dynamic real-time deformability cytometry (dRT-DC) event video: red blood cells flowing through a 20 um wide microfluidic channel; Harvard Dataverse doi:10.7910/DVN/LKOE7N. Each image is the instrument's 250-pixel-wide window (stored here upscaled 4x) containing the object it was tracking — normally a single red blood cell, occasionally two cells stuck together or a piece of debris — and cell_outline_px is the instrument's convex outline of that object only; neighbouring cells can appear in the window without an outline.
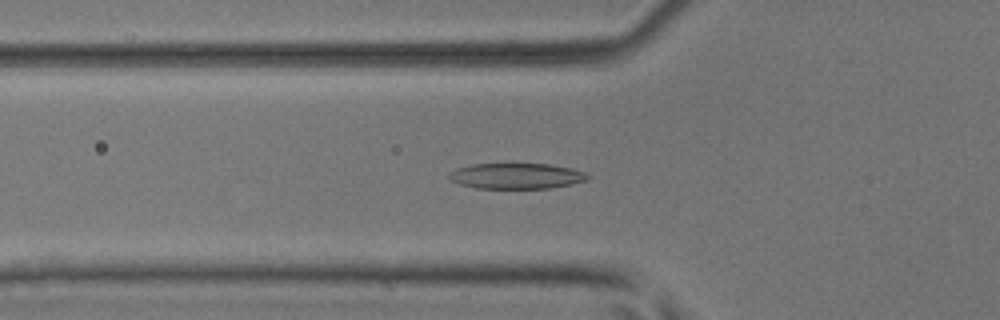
{"species": "common noctule bat (a hibernating species)", "species_latin": "Nyctalus noctula", "temperature_condition": "room temperature", "stored_images_in_passage": 50, "camera_frame_rate_fps": 3000, "um_per_image_px": 0.085, "animal": {"sex": "male", "body_mass_g": 17.9, "forearm_length_mm": 54.2}, "frame": {"image": 1, "passage_image": 18, "time_ms": 5.667, "image_size_px": [1000, 320], "cell_outline_px": [[592, 176], [588, 180], [572, 184], [548, 188], [476, 188], [460, 184], [452, 180], [448, 176], [456, 168], [472, 164], [504, 160], [548, 164], [572, 168], [584, 172]], "centroid_in_image_um": [43.9, 14.9], "position_along_channel_um": 81.9, "area_um2": 21.73}}
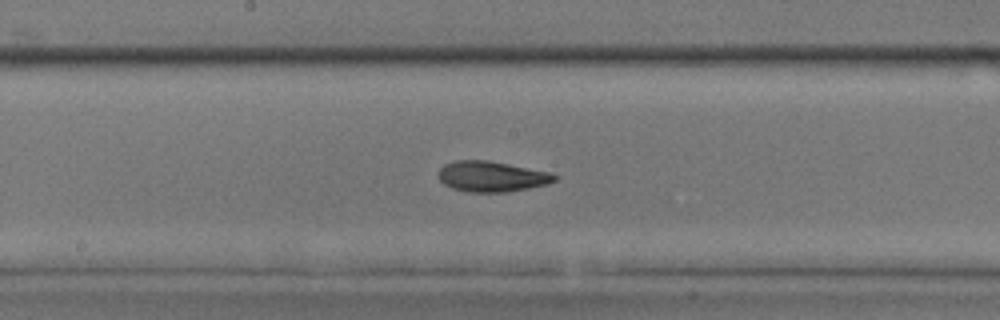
{"frame": {"image": 2, "passage_image": 27, "time_ms": 8.667, "image_size_px": [1000, 320], "cell_outline_px": [[560, 176], [556, 180], [548, 184], [508, 192], [468, 192], [452, 188], [444, 184], [440, 180], [436, 172], [444, 164], [456, 160], [488, 160], [548, 172]], "centroid_in_image_um": [41.77, 15.0], "position_along_channel_um": 206.4, "area_um2": 20.75}}
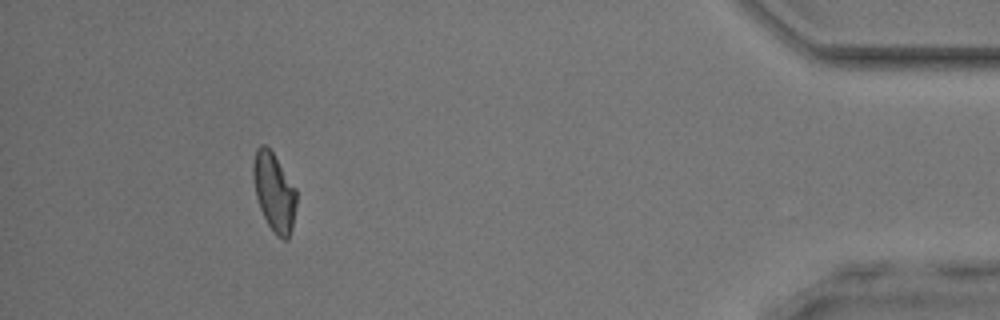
{"frame": {"image": 3, "passage_image": 46, "time_ms": 15.0, "image_size_px": [1000, 320], "cell_outline_px": [[296, 204], [292, 228], [288, 240], [280, 240], [276, 236], [268, 224], [260, 208], [256, 196], [252, 176], [252, 164], [256, 148], [260, 144], [264, 144], [272, 152], [296, 188]], "centroid_in_image_um": [23.29, 16.33], "position_along_channel_um": 411.9, "area_um2": 19.83}, "authors_computed_cell_mechanics": {"area_um2": 20.6057, "velocity_mm_per_s": 4.156, "shape_relaxation_time_tau1_ms": 4.1822, "shape_relaxation_time_tau2_ms": 2.7503, "deformation_change_tau1": 0.1634, "deformation_change_tau2": 0.0866}}